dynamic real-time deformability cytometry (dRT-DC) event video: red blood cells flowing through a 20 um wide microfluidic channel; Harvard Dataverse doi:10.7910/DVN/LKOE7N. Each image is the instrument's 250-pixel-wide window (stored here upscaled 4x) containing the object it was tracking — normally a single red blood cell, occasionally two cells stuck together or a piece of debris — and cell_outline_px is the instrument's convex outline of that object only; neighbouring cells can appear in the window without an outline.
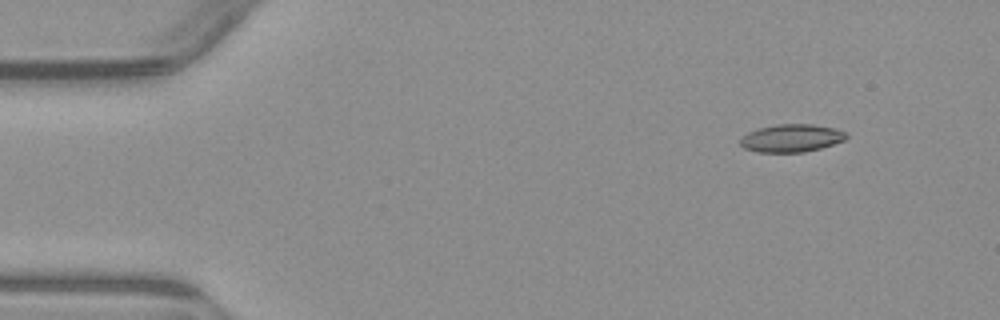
{"species": "common noctule bat (a hibernating species)", "species_latin": "Nyctalus noctula", "temperature_condition": "warm", "stored_images_in_passage": 6, "camera_frame_rate_fps": 3000, "um_per_image_px": 0.085, "animal": {"sex": "male", "body_mass_g": 23.1, "forearm_length_mm": 52.7}, "frame": {"image": 1, "passage_image": 1, "time_ms": 0.0, "image_size_px": [1000, 320], "cell_outline_px": [[848, 136], [844, 140], [820, 148], [804, 152], [756, 152], [744, 148], [740, 144], [740, 140], [748, 132], [756, 128], [776, 124], [812, 124], [836, 128], [848, 132]], "centroid_in_image_um": [67.28, 11.73], "position_along_channel_um": 17.7, "area_um2": 17.28}}
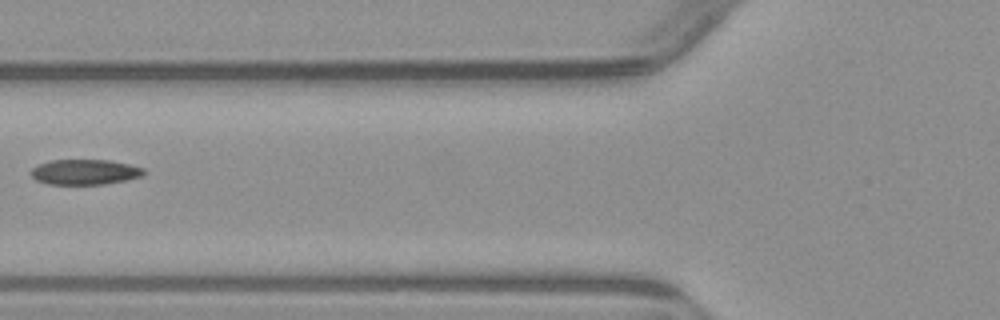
{"frame": {"image": 2, "passage_image": 5, "time_ms": 5.0, "image_size_px": [1000, 320], "cell_outline_px": [[148, 172], [144, 176], [128, 180], [104, 184], [48, 184], [36, 180], [28, 172], [32, 168], [40, 164], [52, 160], [112, 160], [144, 168]], "centroid_in_image_um": [7.26, 14.62], "position_along_channel_um": 118.5, "area_um2": 16.82}}
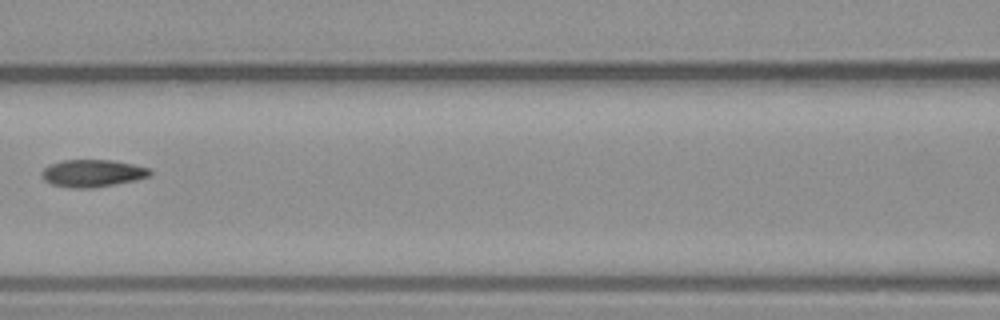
{"frame": {"image": 3, "passage_image": 6, "time_ms": 6.0, "image_size_px": [1000, 320], "cell_outline_px": [[152, 172], [148, 176], [136, 180], [116, 184], [92, 188], [72, 188], [52, 184], [44, 180], [40, 176], [40, 172], [48, 164], [64, 160], [112, 160], [132, 164], [148, 168]], "centroid_in_image_um": [7.81, 14.72], "position_along_channel_um": 158.8, "area_um2": 17.28}}